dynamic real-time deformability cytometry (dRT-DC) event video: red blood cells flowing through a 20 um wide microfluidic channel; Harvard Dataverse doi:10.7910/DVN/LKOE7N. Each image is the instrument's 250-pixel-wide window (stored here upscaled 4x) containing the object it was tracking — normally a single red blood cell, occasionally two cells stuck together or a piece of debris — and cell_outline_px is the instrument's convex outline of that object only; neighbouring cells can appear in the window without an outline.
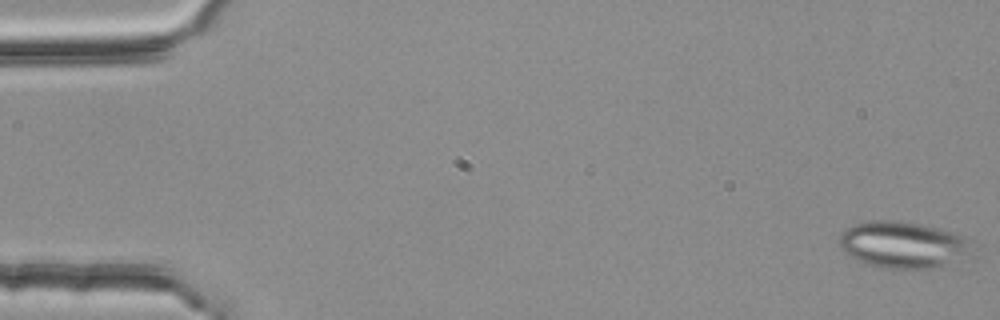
{"species": "common noctule bat (a hibernating species)", "species_latin": "Nyctalus noctula", "temperature_condition": "room temperature", "stored_images_in_passage": 3, "camera_frame_rate_fps": 3000, "um_per_image_px": 0.085, "animal": {"sex": "female", "body_mass_g": 25.1}, "frame": {"image": 1, "passage_image": 1, "time_ms": 0.0, "image_size_px": [1000, 320], "cell_outline_px": [[980, 256], [972, 260], [932, 268], [880, 268], [868, 264], [852, 256], [840, 248], [840, 236], [852, 224], [872, 220], [900, 220], [920, 224], [936, 228], [964, 236], [968, 240]], "centroid_in_image_um": [76.93, 20.83], "position_along_channel_um": 8.1, "area_um2": 36.82}}